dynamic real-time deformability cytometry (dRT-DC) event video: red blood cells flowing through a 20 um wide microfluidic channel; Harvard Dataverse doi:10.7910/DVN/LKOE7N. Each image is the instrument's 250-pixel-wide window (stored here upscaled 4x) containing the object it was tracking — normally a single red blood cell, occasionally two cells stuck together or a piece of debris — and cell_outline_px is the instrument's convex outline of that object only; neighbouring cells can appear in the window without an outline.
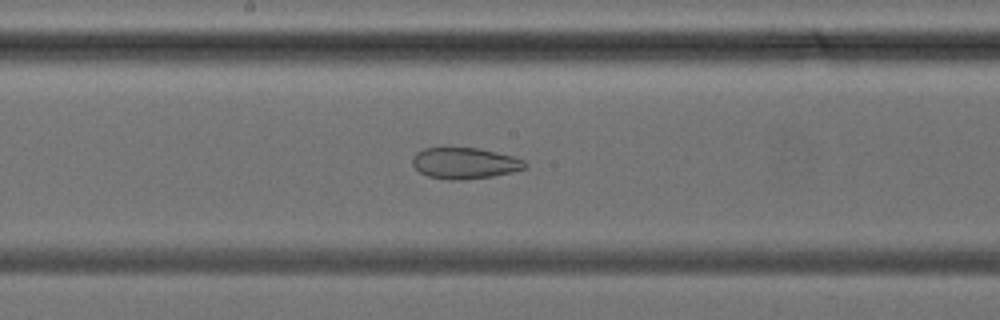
{"species": "common noctule bat (a hibernating species)", "species_latin": "Nyctalus noctula", "temperature_condition": "cold", "stored_images_in_passage": 35, "camera_frame_rate_fps": 3000, "um_per_image_px": 0.085, "animal": {"sex": "female", "body_mass_g": 24.6, "forearm_length_mm": 56.2}, "frame": {"image": 1, "passage_image": 20, "time_ms": 6.333, "image_size_px": [1000, 320], "cell_outline_px": [[528, 164], [524, 168], [512, 172], [492, 176], [460, 180], [448, 180], [428, 176], [420, 172], [412, 164], [412, 156], [416, 152], [424, 148], [480, 148], [512, 156], [524, 160]], "centroid_in_image_um": [39.48, 13.87], "position_along_channel_um": 208.7, "area_um2": 20.4}}